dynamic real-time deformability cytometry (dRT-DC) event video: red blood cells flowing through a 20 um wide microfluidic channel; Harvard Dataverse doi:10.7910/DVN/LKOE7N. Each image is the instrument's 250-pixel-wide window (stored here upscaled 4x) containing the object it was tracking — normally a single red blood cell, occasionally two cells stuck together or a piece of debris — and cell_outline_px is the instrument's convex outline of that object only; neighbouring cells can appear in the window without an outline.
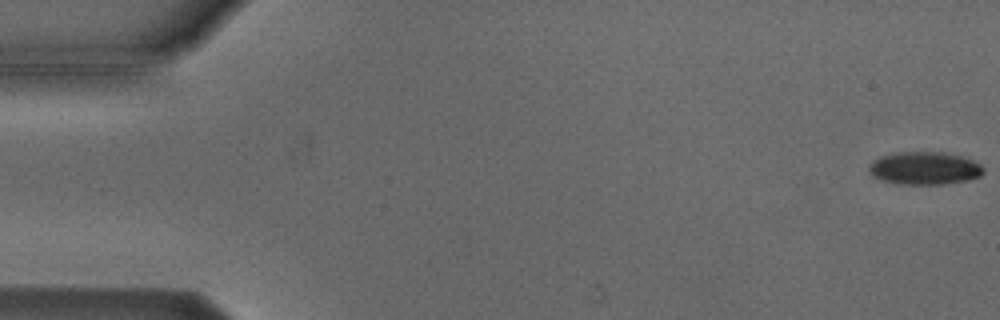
{"species": "Egyptian fruit bat (a non-hibernating species)", "species_latin": "Rousettus aegyptiacus", "temperature_condition": "cold", "stored_images_in_passage": 6, "camera_frame_rate_fps": 3000, "um_per_image_px": 0.085, "animal": {"sex": "male"}, "frame": {"image": 1, "passage_image": 1, "time_ms": 0.0, "image_size_px": [1000, 320], "cell_outline_px": [[984, 172], [980, 176], [968, 180], [944, 184], [896, 184], [872, 176], [868, 168], [872, 160], [880, 156], [896, 152], [944, 152], [960, 156], [972, 160], [980, 164], [984, 168]], "centroid_in_image_um": [78.57, 14.29], "position_along_channel_um": 6.4, "area_um2": 21.96}}